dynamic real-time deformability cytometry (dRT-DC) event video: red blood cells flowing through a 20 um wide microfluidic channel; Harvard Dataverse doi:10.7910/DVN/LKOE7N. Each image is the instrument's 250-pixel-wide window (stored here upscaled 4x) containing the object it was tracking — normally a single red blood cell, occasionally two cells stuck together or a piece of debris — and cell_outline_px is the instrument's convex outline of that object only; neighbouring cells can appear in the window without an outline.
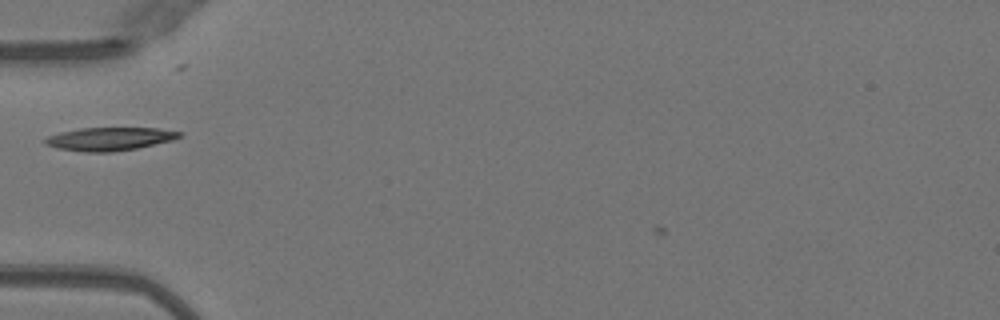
{"species": "Egyptian fruit bat (a non-hibernating species)", "species_latin": "Rousettus aegyptiacus", "temperature_condition": "warm", "stored_images_in_passage": 33, "camera_frame_rate_fps": 3000, "um_per_image_px": 0.085, "animal": {"sex": "female"}, "frame": {"image": 1, "passage_image": 1, "time_ms": 0.0, "image_size_px": [1000, 320], "cell_outline_px": [[184, 132], [180, 136], [172, 140], [136, 148], [112, 152], [84, 152], [56, 148], [44, 144], [44, 140], [48, 136], [60, 132], [80, 128], [156, 128]], "centroid_in_image_um": [9.28, 11.81], "position_along_channel_um": 75.7, "area_um2": 18.09}}
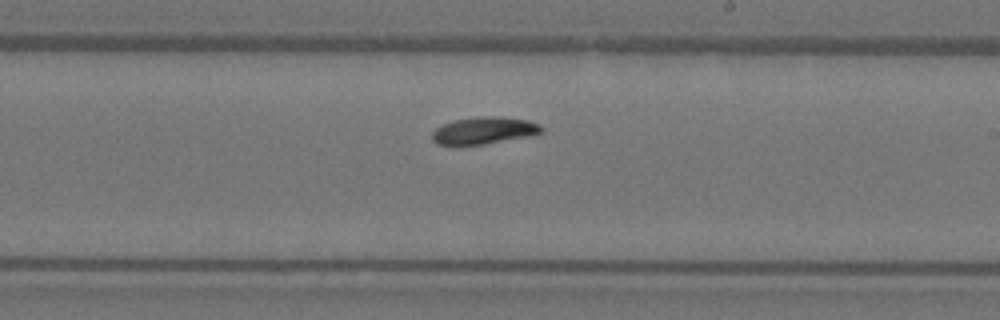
{"frame": {"image": 2, "passage_image": 14, "time_ms": 4.333, "image_size_px": [1000, 320], "cell_outline_px": [[544, 132], [484, 144], [436, 144], [432, 140], [432, 132], [436, 128], [452, 120], [476, 116], [500, 116], [528, 120], [540, 124], [544, 128]], "centroid_in_image_um": [41.14, 11.06], "position_along_channel_um": 247.9, "area_um2": 17.11}}
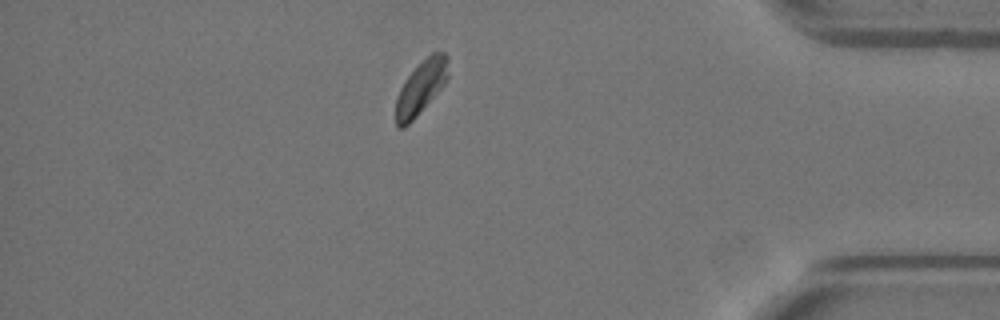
{"frame": {"image": 3, "passage_image": 28, "time_ms": 9.0, "image_size_px": [1000, 320], "cell_outline_px": [[448, 76], [444, 84], [416, 116], [404, 128], [400, 128], [396, 124], [396, 100], [400, 88], [408, 76], [432, 52], [444, 52], [448, 56]], "centroid_in_image_um": [35.79, 7.42], "position_along_channel_um": 399.4, "area_um2": 15.84}}